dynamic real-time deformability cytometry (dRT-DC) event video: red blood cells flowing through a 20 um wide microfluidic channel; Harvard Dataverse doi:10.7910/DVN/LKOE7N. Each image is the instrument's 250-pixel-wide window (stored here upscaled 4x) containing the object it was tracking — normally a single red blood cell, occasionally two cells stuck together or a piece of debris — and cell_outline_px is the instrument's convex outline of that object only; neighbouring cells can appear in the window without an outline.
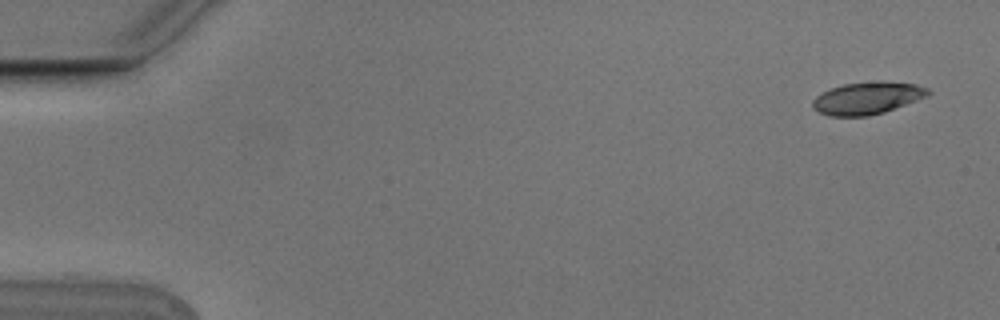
{"species": "Egyptian fruit bat (a non-hibernating species)", "species_latin": "Rousettus aegyptiacus", "temperature_condition": "cold", "stored_images_in_passage": 5, "camera_frame_rate_fps": 3000, "um_per_image_px": 0.085, "animal": {"sex": "male"}, "frame": {"image": 1, "passage_image": 1, "time_ms": 0.0, "image_size_px": [1000, 320], "cell_outline_px": [[932, 92], [924, 96], [884, 112], [868, 116], [828, 116], [812, 108], [812, 100], [816, 96], [832, 88], [844, 84], [880, 80], [916, 84], [928, 88]], "centroid_in_image_um": [73.69, 8.33], "position_along_channel_um": 11.3, "area_um2": 21.5}}
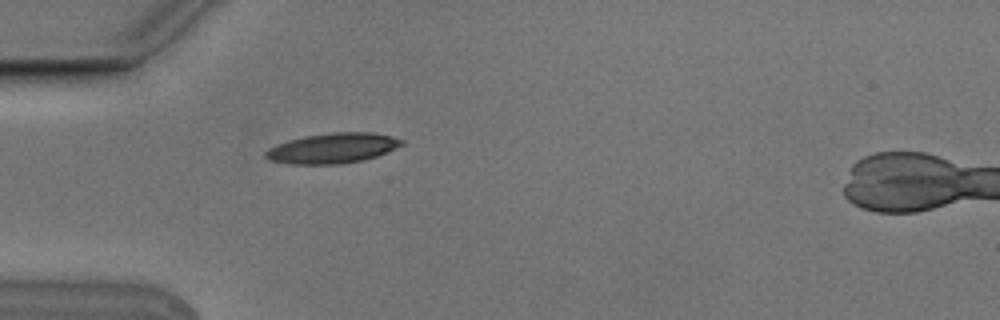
{"frame": {"image": 2, "passage_image": 5, "time_ms": 1.333, "image_size_px": [1000, 320], "cell_outline_px": [[404, 144], [376, 156], [360, 160], [340, 164], [288, 164], [268, 160], [264, 156], [264, 152], [268, 148], [288, 140], [304, 136], [332, 132], [372, 132], [392, 136], [404, 140]], "centroid_in_image_um": [28.23, 12.59], "position_along_channel_um": 56.8, "area_um2": 23.93}}